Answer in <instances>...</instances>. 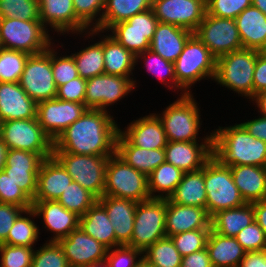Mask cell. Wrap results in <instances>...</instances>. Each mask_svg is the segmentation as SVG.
Masks as SVG:
<instances>
[{"mask_svg": "<svg viewBox=\"0 0 266 267\" xmlns=\"http://www.w3.org/2000/svg\"><path fill=\"white\" fill-rule=\"evenodd\" d=\"M211 131L213 156L223 165L266 167V142L254 138L240 123Z\"/></svg>", "mask_w": 266, "mask_h": 267, "instance_id": "obj_2", "label": "cell"}, {"mask_svg": "<svg viewBox=\"0 0 266 267\" xmlns=\"http://www.w3.org/2000/svg\"><path fill=\"white\" fill-rule=\"evenodd\" d=\"M7 146L0 140V171H3L5 167Z\"/></svg>", "mask_w": 266, "mask_h": 267, "instance_id": "obj_64", "label": "cell"}, {"mask_svg": "<svg viewBox=\"0 0 266 267\" xmlns=\"http://www.w3.org/2000/svg\"><path fill=\"white\" fill-rule=\"evenodd\" d=\"M258 53L257 50L243 48L218 57L213 82L250 101Z\"/></svg>", "mask_w": 266, "mask_h": 267, "instance_id": "obj_5", "label": "cell"}, {"mask_svg": "<svg viewBox=\"0 0 266 267\" xmlns=\"http://www.w3.org/2000/svg\"><path fill=\"white\" fill-rule=\"evenodd\" d=\"M35 247L0 244V267H31Z\"/></svg>", "mask_w": 266, "mask_h": 267, "instance_id": "obj_50", "label": "cell"}, {"mask_svg": "<svg viewBox=\"0 0 266 267\" xmlns=\"http://www.w3.org/2000/svg\"><path fill=\"white\" fill-rule=\"evenodd\" d=\"M116 154L147 177L166 161L164 148L150 150L139 148L134 146L120 131L116 140Z\"/></svg>", "mask_w": 266, "mask_h": 267, "instance_id": "obj_28", "label": "cell"}, {"mask_svg": "<svg viewBox=\"0 0 266 267\" xmlns=\"http://www.w3.org/2000/svg\"><path fill=\"white\" fill-rule=\"evenodd\" d=\"M239 267H266V251L246 252Z\"/></svg>", "mask_w": 266, "mask_h": 267, "instance_id": "obj_61", "label": "cell"}, {"mask_svg": "<svg viewBox=\"0 0 266 267\" xmlns=\"http://www.w3.org/2000/svg\"><path fill=\"white\" fill-rule=\"evenodd\" d=\"M35 248L31 267H70L58 242H47Z\"/></svg>", "mask_w": 266, "mask_h": 267, "instance_id": "obj_47", "label": "cell"}, {"mask_svg": "<svg viewBox=\"0 0 266 267\" xmlns=\"http://www.w3.org/2000/svg\"><path fill=\"white\" fill-rule=\"evenodd\" d=\"M86 95V79L80 76L57 87L56 98L63 101L83 103Z\"/></svg>", "mask_w": 266, "mask_h": 267, "instance_id": "obj_56", "label": "cell"}, {"mask_svg": "<svg viewBox=\"0 0 266 267\" xmlns=\"http://www.w3.org/2000/svg\"><path fill=\"white\" fill-rule=\"evenodd\" d=\"M217 58L193 34L184 45L183 51L174 62L178 96L192 94V86L201 80L214 79ZM180 92V93H179ZM180 95H179V94Z\"/></svg>", "mask_w": 266, "mask_h": 267, "instance_id": "obj_4", "label": "cell"}, {"mask_svg": "<svg viewBox=\"0 0 266 267\" xmlns=\"http://www.w3.org/2000/svg\"><path fill=\"white\" fill-rule=\"evenodd\" d=\"M73 181L100 199L104 193L107 162L112 155H80L53 151Z\"/></svg>", "mask_w": 266, "mask_h": 267, "instance_id": "obj_11", "label": "cell"}, {"mask_svg": "<svg viewBox=\"0 0 266 267\" xmlns=\"http://www.w3.org/2000/svg\"><path fill=\"white\" fill-rule=\"evenodd\" d=\"M252 6V0H206L207 14L235 19L247 7Z\"/></svg>", "mask_w": 266, "mask_h": 267, "instance_id": "obj_52", "label": "cell"}, {"mask_svg": "<svg viewBox=\"0 0 266 267\" xmlns=\"http://www.w3.org/2000/svg\"><path fill=\"white\" fill-rule=\"evenodd\" d=\"M37 118V103L18 82H0V122Z\"/></svg>", "mask_w": 266, "mask_h": 267, "instance_id": "obj_25", "label": "cell"}, {"mask_svg": "<svg viewBox=\"0 0 266 267\" xmlns=\"http://www.w3.org/2000/svg\"><path fill=\"white\" fill-rule=\"evenodd\" d=\"M18 83L36 103L56 98L57 87L52 73V45L46 51L29 55Z\"/></svg>", "mask_w": 266, "mask_h": 267, "instance_id": "obj_12", "label": "cell"}, {"mask_svg": "<svg viewBox=\"0 0 266 267\" xmlns=\"http://www.w3.org/2000/svg\"><path fill=\"white\" fill-rule=\"evenodd\" d=\"M151 8L160 23L195 32L206 13V0H152Z\"/></svg>", "mask_w": 266, "mask_h": 267, "instance_id": "obj_15", "label": "cell"}, {"mask_svg": "<svg viewBox=\"0 0 266 267\" xmlns=\"http://www.w3.org/2000/svg\"><path fill=\"white\" fill-rule=\"evenodd\" d=\"M184 172L168 162L154 169L148 176V190L151 198L169 199L182 180Z\"/></svg>", "mask_w": 266, "mask_h": 267, "instance_id": "obj_38", "label": "cell"}, {"mask_svg": "<svg viewBox=\"0 0 266 267\" xmlns=\"http://www.w3.org/2000/svg\"><path fill=\"white\" fill-rule=\"evenodd\" d=\"M142 256L141 251L122 245L108 249L106 260L110 267H135Z\"/></svg>", "mask_w": 266, "mask_h": 267, "instance_id": "obj_55", "label": "cell"}, {"mask_svg": "<svg viewBox=\"0 0 266 267\" xmlns=\"http://www.w3.org/2000/svg\"><path fill=\"white\" fill-rule=\"evenodd\" d=\"M0 18L40 20L38 0H0Z\"/></svg>", "mask_w": 266, "mask_h": 267, "instance_id": "obj_45", "label": "cell"}, {"mask_svg": "<svg viewBox=\"0 0 266 267\" xmlns=\"http://www.w3.org/2000/svg\"><path fill=\"white\" fill-rule=\"evenodd\" d=\"M242 46L263 52L266 49V15L254 6L247 7L235 18Z\"/></svg>", "mask_w": 266, "mask_h": 267, "instance_id": "obj_30", "label": "cell"}, {"mask_svg": "<svg viewBox=\"0 0 266 267\" xmlns=\"http://www.w3.org/2000/svg\"><path fill=\"white\" fill-rule=\"evenodd\" d=\"M33 218L36 219L37 216L32 208L24 210L15 220L7 239L3 243L13 246L35 247L36 242L40 239L41 229Z\"/></svg>", "mask_w": 266, "mask_h": 267, "instance_id": "obj_39", "label": "cell"}, {"mask_svg": "<svg viewBox=\"0 0 266 267\" xmlns=\"http://www.w3.org/2000/svg\"><path fill=\"white\" fill-rule=\"evenodd\" d=\"M73 181L66 168L54 156L44 159L38 171L37 191L32 201L58 200Z\"/></svg>", "mask_w": 266, "mask_h": 267, "instance_id": "obj_23", "label": "cell"}, {"mask_svg": "<svg viewBox=\"0 0 266 267\" xmlns=\"http://www.w3.org/2000/svg\"><path fill=\"white\" fill-rule=\"evenodd\" d=\"M266 90V54L259 52L257 54L255 71L253 74V97Z\"/></svg>", "mask_w": 266, "mask_h": 267, "instance_id": "obj_58", "label": "cell"}, {"mask_svg": "<svg viewBox=\"0 0 266 267\" xmlns=\"http://www.w3.org/2000/svg\"><path fill=\"white\" fill-rule=\"evenodd\" d=\"M24 210L17 205L0 203V244L7 239L15 220Z\"/></svg>", "mask_w": 266, "mask_h": 267, "instance_id": "obj_57", "label": "cell"}, {"mask_svg": "<svg viewBox=\"0 0 266 267\" xmlns=\"http://www.w3.org/2000/svg\"><path fill=\"white\" fill-rule=\"evenodd\" d=\"M43 160L38 153L8 149L3 171L33 200L37 191L38 171Z\"/></svg>", "mask_w": 266, "mask_h": 267, "instance_id": "obj_17", "label": "cell"}, {"mask_svg": "<svg viewBox=\"0 0 266 267\" xmlns=\"http://www.w3.org/2000/svg\"><path fill=\"white\" fill-rule=\"evenodd\" d=\"M206 249L213 267H239L246 251L235 237L210 231Z\"/></svg>", "mask_w": 266, "mask_h": 267, "instance_id": "obj_33", "label": "cell"}, {"mask_svg": "<svg viewBox=\"0 0 266 267\" xmlns=\"http://www.w3.org/2000/svg\"><path fill=\"white\" fill-rule=\"evenodd\" d=\"M206 211L210 218L217 212L242 206L246 202L234 184L230 167L214 156L204 164Z\"/></svg>", "mask_w": 266, "mask_h": 267, "instance_id": "obj_7", "label": "cell"}, {"mask_svg": "<svg viewBox=\"0 0 266 267\" xmlns=\"http://www.w3.org/2000/svg\"><path fill=\"white\" fill-rule=\"evenodd\" d=\"M72 36L79 35L80 37H84L83 40H88L94 42L90 43L88 40V45L80 48L79 52L75 51L71 53L75 60V65L78 70V74L83 79H90L95 76H99L104 73V55H103V34L100 29H90L88 31L82 33L71 34ZM82 35V36H81ZM99 39H96L95 37ZM101 37V38H100ZM98 40V42L96 40Z\"/></svg>", "mask_w": 266, "mask_h": 267, "instance_id": "obj_26", "label": "cell"}, {"mask_svg": "<svg viewBox=\"0 0 266 267\" xmlns=\"http://www.w3.org/2000/svg\"><path fill=\"white\" fill-rule=\"evenodd\" d=\"M103 33L104 73L123 77H134L136 56L122 46L107 31ZM105 33V35H104Z\"/></svg>", "mask_w": 266, "mask_h": 267, "instance_id": "obj_34", "label": "cell"}, {"mask_svg": "<svg viewBox=\"0 0 266 267\" xmlns=\"http://www.w3.org/2000/svg\"><path fill=\"white\" fill-rule=\"evenodd\" d=\"M169 200L172 203L184 206H196L206 209L204 166L194 172H185Z\"/></svg>", "mask_w": 266, "mask_h": 267, "instance_id": "obj_36", "label": "cell"}, {"mask_svg": "<svg viewBox=\"0 0 266 267\" xmlns=\"http://www.w3.org/2000/svg\"><path fill=\"white\" fill-rule=\"evenodd\" d=\"M0 140L8 149L38 153L43 159L51 157L54 142L43 130L37 118L3 121Z\"/></svg>", "mask_w": 266, "mask_h": 267, "instance_id": "obj_9", "label": "cell"}, {"mask_svg": "<svg viewBox=\"0 0 266 267\" xmlns=\"http://www.w3.org/2000/svg\"><path fill=\"white\" fill-rule=\"evenodd\" d=\"M159 23L152 8L132 16L127 21L112 25L108 30L155 31Z\"/></svg>", "mask_w": 266, "mask_h": 267, "instance_id": "obj_54", "label": "cell"}, {"mask_svg": "<svg viewBox=\"0 0 266 267\" xmlns=\"http://www.w3.org/2000/svg\"><path fill=\"white\" fill-rule=\"evenodd\" d=\"M79 227L108 249L122 246L117 240L105 207L97 200L83 216Z\"/></svg>", "mask_w": 266, "mask_h": 267, "instance_id": "obj_32", "label": "cell"}, {"mask_svg": "<svg viewBox=\"0 0 266 267\" xmlns=\"http://www.w3.org/2000/svg\"><path fill=\"white\" fill-rule=\"evenodd\" d=\"M135 267H153L144 256L140 258Z\"/></svg>", "mask_w": 266, "mask_h": 267, "instance_id": "obj_67", "label": "cell"}, {"mask_svg": "<svg viewBox=\"0 0 266 267\" xmlns=\"http://www.w3.org/2000/svg\"><path fill=\"white\" fill-rule=\"evenodd\" d=\"M120 132L134 145L143 149H160L167 145L163 124L156 113L132 120Z\"/></svg>", "mask_w": 266, "mask_h": 267, "instance_id": "obj_22", "label": "cell"}, {"mask_svg": "<svg viewBox=\"0 0 266 267\" xmlns=\"http://www.w3.org/2000/svg\"><path fill=\"white\" fill-rule=\"evenodd\" d=\"M245 130L250 133L254 138L260 139L266 142V116L258 113L257 118L254 117L252 120L240 122Z\"/></svg>", "mask_w": 266, "mask_h": 267, "instance_id": "obj_59", "label": "cell"}, {"mask_svg": "<svg viewBox=\"0 0 266 267\" xmlns=\"http://www.w3.org/2000/svg\"><path fill=\"white\" fill-rule=\"evenodd\" d=\"M166 199L150 198L138 202L131 241L126 245L142 253L166 237Z\"/></svg>", "mask_w": 266, "mask_h": 267, "instance_id": "obj_10", "label": "cell"}, {"mask_svg": "<svg viewBox=\"0 0 266 267\" xmlns=\"http://www.w3.org/2000/svg\"><path fill=\"white\" fill-rule=\"evenodd\" d=\"M103 195L142 202L150 199L148 177L128 165L116 153L109 157Z\"/></svg>", "mask_w": 266, "mask_h": 267, "instance_id": "obj_8", "label": "cell"}, {"mask_svg": "<svg viewBox=\"0 0 266 267\" xmlns=\"http://www.w3.org/2000/svg\"><path fill=\"white\" fill-rule=\"evenodd\" d=\"M38 1L40 5V21L49 32H56L58 36H68L67 34L71 35L90 30L76 16L73 0Z\"/></svg>", "mask_w": 266, "mask_h": 267, "instance_id": "obj_18", "label": "cell"}, {"mask_svg": "<svg viewBox=\"0 0 266 267\" xmlns=\"http://www.w3.org/2000/svg\"><path fill=\"white\" fill-rule=\"evenodd\" d=\"M252 6L258 8L264 15H266V0H252Z\"/></svg>", "mask_w": 266, "mask_h": 267, "instance_id": "obj_65", "label": "cell"}, {"mask_svg": "<svg viewBox=\"0 0 266 267\" xmlns=\"http://www.w3.org/2000/svg\"><path fill=\"white\" fill-rule=\"evenodd\" d=\"M255 221L266 234V199L253 203Z\"/></svg>", "mask_w": 266, "mask_h": 267, "instance_id": "obj_62", "label": "cell"}, {"mask_svg": "<svg viewBox=\"0 0 266 267\" xmlns=\"http://www.w3.org/2000/svg\"><path fill=\"white\" fill-rule=\"evenodd\" d=\"M98 201L105 207L114 227L116 240L121 245H127L133 233L137 202L108 195H103Z\"/></svg>", "mask_w": 266, "mask_h": 267, "instance_id": "obj_27", "label": "cell"}, {"mask_svg": "<svg viewBox=\"0 0 266 267\" xmlns=\"http://www.w3.org/2000/svg\"><path fill=\"white\" fill-rule=\"evenodd\" d=\"M151 5L152 0H105L101 30L107 31L112 25L151 9Z\"/></svg>", "mask_w": 266, "mask_h": 267, "instance_id": "obj_37", "label": "cell"}, {"mask_svg": "<svg viewBox=\"0 0 266 267\" xmlns=\"http://www.w3.org/2000/svg\"><path fill=\"white\" fill-rule=\"evenodd\" d=\"M70 267H84L106 259L108 248L80 227L58 241Z\"/></svg>", "mask_w": 266, "mask_h": 267, "instance_id": "obj_20", "label": "cell"}, {"mask_svg": "<svg viewBox=\"0 0 266 267\" xmlns=\"http://www.w3.org/2000/svg\"><path fill=\"white\" fill-rule=\"evenodd\" d=\"M164 150L166 162L184 173L202 169L213 156L212 141H168Z\"/></svg>", "mask_w": 266, "mask_h": 267, "instance_id": "obj_21", "label": "cell"}, {"mask_svg": "<svg viewBox=\"0 0 266 267\" xmlns=\"http://www.w3.org/2000/svg\"><path fill=\"white\" fill-rule=\"evenodd\" d=\"M181 267H213L206 248L183 256Z\"/></svg>", "mask_w": 266, "mask_h": 267, "instance_id": "obj_60", "label": "cell"}, {"mask_svg": "<svg viewBox=\"0 0 266 267\" xmlns=\"http://www.w3.org/2000/svg\"><path fill=\"white\" fill-rule=\"evenodd\" d=\"M32 202V209L35 211L37 218L43 220H41L42 228L53 234L47 242H58L60 239L66 238L73 230L79 228L80 216L68 211L57 200Z\"/></svg>", "mask_w": 266, "mask_h": 267, "instance_id": "obj_19", "label": "cell"}, {"mask_svg": "<svg viewBox=\"0 0 266 267\" xmlns=\"http://www.w3.org/2000/svg\"><path fill=\"white\" fill-rule=\"evenodd\" d=\"M76 16L89 28L100 29L105 0H73Z\"/></svg>", "mask_w": 266, "mask_h": 267, "instance_id": "obj_49", "label": "cell"}, {"mask_svg": "<svg viewBox=\"0 0 266 267\" xmlns=\"http://www.w3.org/2000/svg\"><path fill=\"white\" fill-rule=\"evenodd\" d=\"M210 220L205 208L184 206L166 199V237L196 229H211Z\"/></svg>", "mask_w": 266, "mask_h": 267, "instance_id": "obj_24", "label": "cell"}, {"mask_svg": "<svg viewBox=\"0 0 266 267\" xmlns=\"http://www.w3.org/2000/svg\"><path fill=\"white\" fill-rule=\"evenodd\" d=\"M29 54L0 49V82H19Z\"/></svg>", "mask_w": 266, "mask_h": 267, "instance_id": "obj_43", "label": "cell"}, {"mask_svg": "<svg viewBox=\"0 0 266 267\" xmlns=\"http://www.w3.org/2000/svg\"><path fill=\"white\" fill-rule=\"evenodd\" d=\"M97 200L92 193L72 181L57 201L68 211L83 216Z\"/></svg>", "mask_w": 266, "mask_h": 267, "instance_id": "obj_42", "label": "cell"}, {"mask_svg": "<svg viewBox=\"0 0 266 267\" xmlns=\"http://www.w3.org/2000/svg\"><path fill=\"white\" fill-rule=\"evenodd\" d=\"M143 256L153 267H181L182 256L170 237H165L150 245Z\"/></svg>", "mask_w": 266, "mask_h": 267, "instance_id": "obj_41", "label": "cell"}, {"mask_svg": "<svg viewBox=\"0 0 266 267\" xmlns=\"http://www.w3.org/2000/svg\"><path fill=\"white\" fill-rule=\"evenodd\" d=\"M193 34L185 28L159 22L150 42V50L174 63Z\"/></svg>", "mask_w": 266, "mask_h": 267, "instance_id": "obj_29", "label": "cell"}, {"mask_svg": "<svg viewBox=\"0 0 266 267\" xmlns=\"http://www.w3.org/2000/svg\"><path fill=\"white\" fill-rule=\"evenodd\" d=\"M250 102L253 103L252 105H255V110L258 108L259 115L266 116V90L256 94Z\"/></svg>", "mask_w": 266, "mask_h": 267, "instance_id": "obj_63", "label": "cell"}, {"mask_svg": "<svg viewBox=\"0 0 266 267\" xmlns=\"http://www.w3.org/2000/svg\"><path fill=\"white\" fill-rule=\"evenodd\" d=\"M84 267H110L109 262L106 259L92 262L91 264H88Z\"/></svg>", "mask_w": 266, "mask_h": 267, "instance_id": "obj_66", "label": "cell"}, {"mask_svg": "<svg viewBox=\"0 0 266 267\" xmlns=\"http://www.w3.org/2000/svg\"><path fill=\"white\" fill-rule=\"evenodd\" d=\"M0 203L17 205L22 208H32V199L16 185L11 178L0 171Z\"/></svg>", "mask_w": 266, "mask_h": 267, "instance_id": "obj_51", "label": "cell"}, {"mask_svg": "<svg viewBox=\"0 0 266 267\" xmlns=\"http://www.w3.org/2000/svg\"><path fill=\"white\" fill-rule=\"evenodd\" d=\"M107 32L135 56L150 49V42L155 33V31L139 30H107Z\"/></svg>", "mask_w": 266, "mask_h": 267, "instance_id": "obj_46", "label": "cell"}, {"mask_svg": "<svg viewBox=\"0 0 266 267\" xmlns=\"http://www.w3.org/2000/svg\"><path fill=\"white\" fill-rule=\"evenodd\" d=\"M136 65L138 62L143 64L147 72L152 73V76H156L158 81L162 83L163 87H167V90L177 91V80L175 77L174 63L165 60L160 55L152 52L150 49L136 55ZM143 62V63H142Z\"/></svg>", "mask_w": 266, "mask_h": 267, "instance_id": "obj_40", "label": "cell"}, {"mask_svg": "<svg viewBox=\"0 0 266 267\" xmlns=\"http://www.w3.org/2000/svg\"><path fill=\"white\" fill-rule=\"evenodd\" d=\"M194 34L216 58L243 49L235 19L206 13Z\"/></svg>", "mask_w": 266, "mask_h": 267, "instance_id": "obj_14", "label": "cell"}, {"mask_svg": "<svg viewBox=\"0 0 266 267\" xmlns=\"http://www.w3.org/2000/svg\"><path fill=\"white\" fill-rule=\"evenodd\" d=\"M255 221L253 203L219 211L210 220L211 230L221 235L236 237L237 234Z\"/></svg>", "mask_w": 266, "mask_h": 267, "instance_id": "obj_35", "label": "cell"}, {"mask_svg": "<svg viewBox=\"0 0 266 267\" xmlns=\"http://www.w3.org/2000/svg\"><path fill=\"white\" fill-rule=\"evenodd\" d=\"M49 33L40 20L0 18V45L4 49L41 53L54 43Z\"/></svg>", "mask_w": 266, "mask_h": 267, "instance_id": "obj_6", "label": "cell"}, {"mask_svg": "<svg viewBox=\"0 0 266 267\" xmlns=\"http://www.w3.org/2000/svg\"><path fill=\"white\" fill-rule=\"evenodd\" d=\"M235 238L246 252L266 251V234L256 221L242 229Z\"/></svg>", "mask_w": 266, "mask_h": 267, "instance_id": "obj_53", "label": "cell"}, {"mask_svg": "<svg viewBox=\"0 0 266 267\" xmlns=\"http://www.w3.org/2000/svg\"><path fill=\"white\" fill-rule=\"evenodd\" d=\"M55 44L54 41L52 44V73L55 85L59 87L79 77V74L73 56L71 54L67 55L66 52L65 55H62L57 48H64L63 44L60 43L61 46L60 44H56L57 46Z\"/></svg>", "mask_w": 266, "mask_h": 267, "instance_id": "obj_44", "label": "cell"}, {"mask_svg": "<svg viewBox=\"0 0 266 267\" xmlns=\"http://www.w3.org/2000/svg\"><path fill=\"white\" fill-rule=\"evenodd\" d=\"M105 110L87 109L54 141V151L80 155H113L120 124Z\"/></svg>", "mask_w": 266, "mask_h": 267, "instance_id": "obj_1", "label": "cell"}, {"mask_svg": "<svg viewBox=\"0 0 266 267\" xmlns=\"http://www.w3.org/2000/svg\"><path fill=\"white\" fill-rule=\"evenodd\" d=\"M135 79V77H123L105 73L87 79L84 99L85 106L88 109L110 112L111 106L116 105L128 95H131L136 87H139L137 85L139 83Z\"/></svg>", "mask_w": 266, "mask_h": 267, "instance_id": "obj_13", "label": "cell"}, {"mask_svg": "<svg viewBox=\"0 0 266 267\" xmlns=\"http://www.w3.org/2000/svg\"><path fill=\"white\" fill-rule=\"evenodd\" d=\"M211 229H196L170 236L180 255L186 256L206 248Z\"/></svg>", "mask_w": 266, "mask_h": 267, "instance_id": "obj_48", "label": "cell"}, {"mask_svg": "<svg viewBox=\"0 0 266 267\" xmlns=\"http://www.w3.org/2000/svg\"><path fill=\"white\" fill-rule=\"evenodd\" d=\"M87 109L83 103L54 98L37 103V119L43 130L54 142Z\"/></svg>", "mask_w": 266, "mask_h": 267, "instance_id": "obj_16", "label": "cell"}, {"mask_svg": "<svg viewBox=\"0 0 266 267\" xmlns=\"http://www.w3.org/2000/svg\"><path fill=\"white\" fill-rule=\"evenodd\" d=\"M229 167L234 184L246 203L266 199V167L254 165Z\"/></svg>", "mask_w": 266, "mask_h": 267, "instance_id": "obj_31", "label": "cell"}, {"mask_svg": "<svg viewBox=\"0 0 266 267\" xmlns=\"http://www.w3.org/2000/svg\"><path fill=\"white\" fill-rule=\"evenodd\" d=\"M193 94L177 97L161 114L156 113L163 124L168 141H212V131H208L209 134L206 133L203 138L198 136L203 127L201 107L198 106Z\"/></svg>", "mask_w": 266, "mask_h": 267, "instance_id": "obj_3", "label": "cell"}]
</instances>
